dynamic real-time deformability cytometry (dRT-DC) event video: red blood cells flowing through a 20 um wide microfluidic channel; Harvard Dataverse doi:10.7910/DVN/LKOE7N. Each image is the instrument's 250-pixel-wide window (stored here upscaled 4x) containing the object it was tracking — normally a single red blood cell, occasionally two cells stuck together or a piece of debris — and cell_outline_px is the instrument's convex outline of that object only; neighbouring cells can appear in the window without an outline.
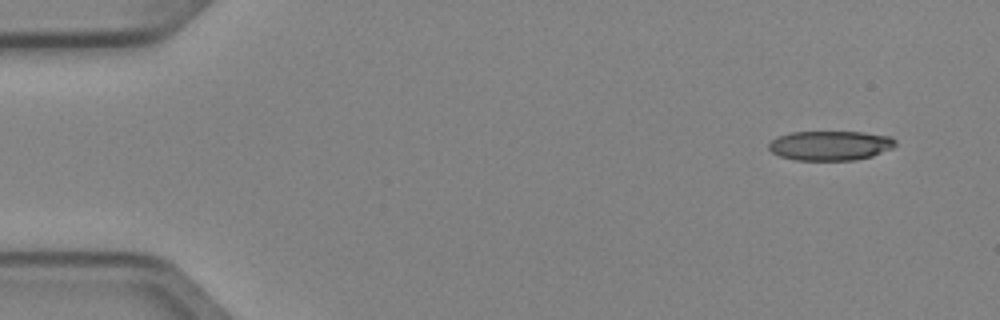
{"species": "Egyptian fruit bat (a non-hibernating species)", "species_latin": "Rousettus aegyptiacus", "temperature_condition": "cold", "stored_images_in_passage": 4, "camera_frame_rate_fps": 3000, "um_per_image_px": 0.085, "animal": {"sex": "female"}, "frame": {"image": 1, "passage_image": 1, "time_ms": 0.0, "image_size_px": [1000, 320], "cell_outline_px": [[896, 144], [892, 148], [872, 156], [856, 160], [796, 160], [780, 156], [772, 152], [768, 148], [768, 144], [776, 136], [792, 132], [864, 132], [892, 136], [896, 140]], "centroid_in_image_um": [70.58, 12.36], "position_along_channel_um": 14.4, "area_um2": 21.96}}
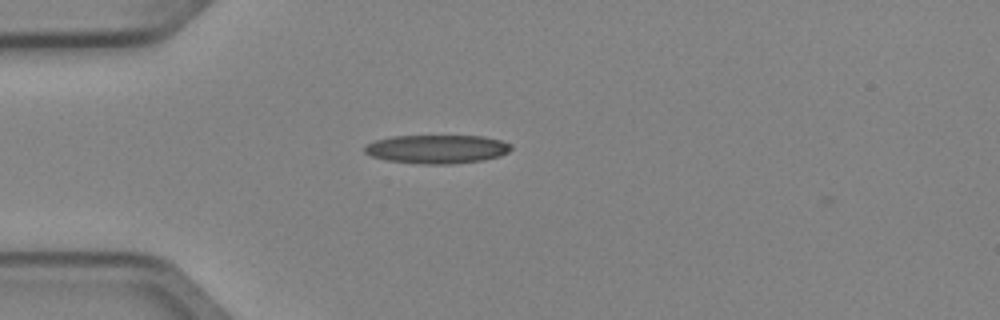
{"frame": {"image": 2, "passage_image": 4, "time_ms": 1.0, "image_size_px": [1000, 320], "cell_outline_px": [[512, 148], [508, 152], [500, 156], [480, 160], [452, 164], [424, 164], [388, 160], [372, 156], [364, 152], [364, 148], [368, 144], [376, 140], [392, 136], [484, 136], [500, 140], [512, 144]], "centroid_in_image_um": [37.17, 12.67], "position_along_channel_um": 47.8, "area_um2": 24.28}}